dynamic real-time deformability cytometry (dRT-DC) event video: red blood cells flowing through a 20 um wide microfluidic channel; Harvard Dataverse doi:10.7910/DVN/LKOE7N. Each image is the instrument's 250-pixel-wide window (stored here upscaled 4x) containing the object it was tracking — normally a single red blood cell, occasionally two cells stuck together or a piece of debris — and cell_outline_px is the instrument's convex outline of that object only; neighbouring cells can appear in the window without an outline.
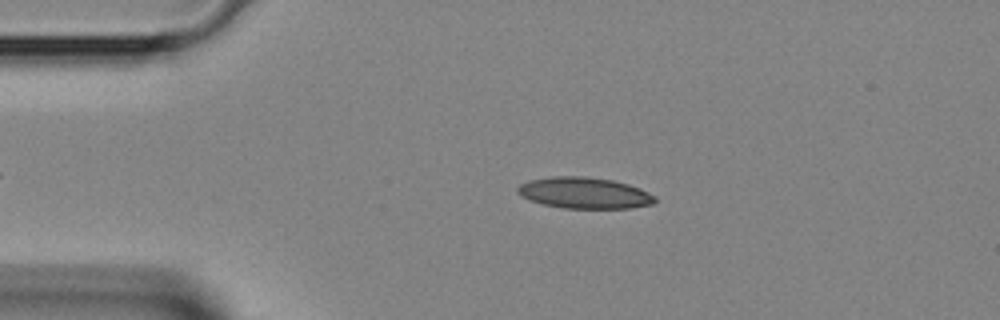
{"species": "Egyptian fruit bat (a non-hibernating species)", "species_latin": "Rousettus aegyptiacus", "temperature_condition": "room temperature", "stored_images_in_passage": 3, "camera_frame_rate_fps": 3000, "um_per_image_px": 0.085, "animal": {"sex": "female"}, "frame": {"image": 1, "passage_image": 1, "time_ms": 0.0, "image_size_px": [1000, 320], "cell_outline_px": [[656, 200], [652, 204], [632, 208], [564, 208], [544, 204], [520, 196], [516, 192], [516, 188], [520, 184], [528, 180], [552, 176], [584, 176], [612, 180], [628, 184], [640, 188], [656, 196]], "centroid_in_image_um": [49.66, 16.39], "position_along_channel_um": 35.3, "area_um2": 25.03}}
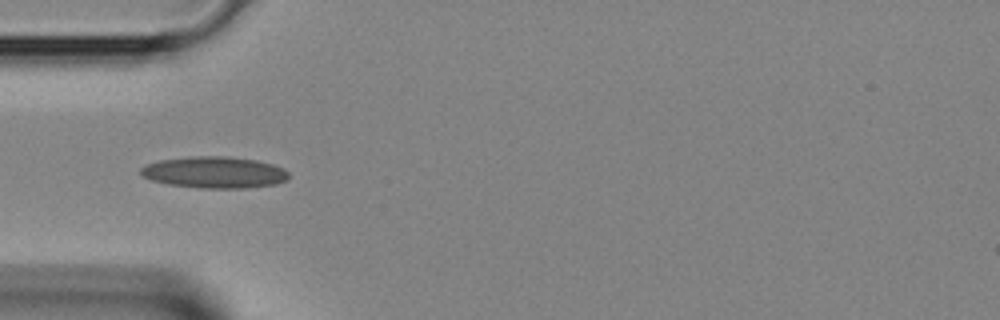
{"frame": {"image": 2, "passage_image": 2, "time_ms": 0.333, "image_size_px": [1000, 320], "cell_outline_px": [[288, 180], [276, 184], [244, 188], [200, 188], [168, 184], [152, 180], [144, 176], [140, 172], [140, 168], [144, 164], [160, 160], [192, 156], [224, 156], [256, 160], [272, 164], [284, 168], [288, 172]], "centroid_in_image_um": [18.23, 14.65], "position_along_channel_um": 66.8, "area_um2": 27.22}}
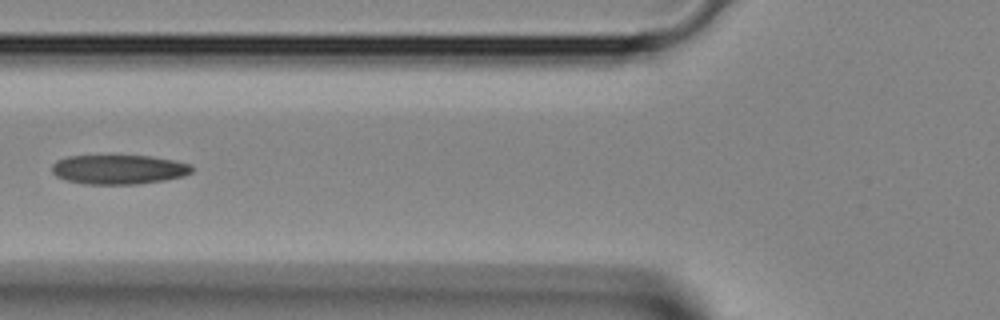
{"frame": {"image": 3, "passage_image": 3, "time_ms": 0.667, "image_size_px": [1000, 320], "cell_outline_px": [[192, 172], [184, 176], [164, 180], [136, 184], [84, 184], [68, 180], [56, 176], [52, 172], [52, 164], [56, 160], [68, 156], [152, 156], [176, 160], [192, 164]], "centroid_in_image_um": [10.12, 14.4], "position_along_channel_um": 115.7, "area_um2": 24.04}}